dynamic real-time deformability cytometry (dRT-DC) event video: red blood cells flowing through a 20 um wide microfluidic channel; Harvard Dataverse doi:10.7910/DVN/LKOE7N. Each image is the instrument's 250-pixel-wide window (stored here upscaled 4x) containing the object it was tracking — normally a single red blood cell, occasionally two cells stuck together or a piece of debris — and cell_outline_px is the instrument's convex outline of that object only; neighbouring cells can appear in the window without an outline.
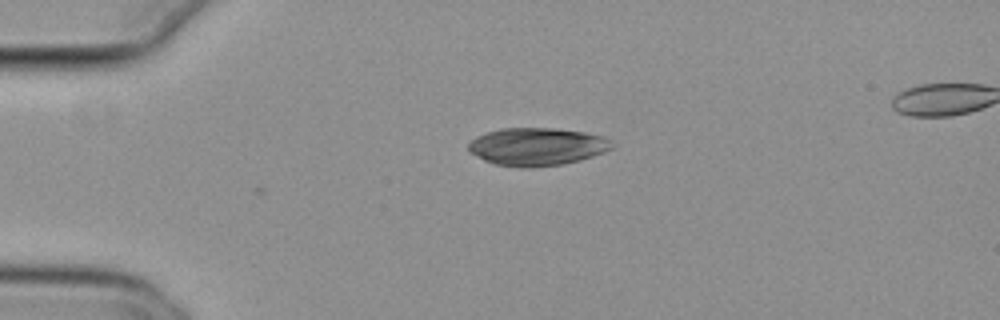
{"species": "common noctule bat (a hibernating species)", "species_latin": "Nyctalus noctula", "temperature_condition": "cold", "stored_images_in_passage": 4, "camera_frame_rate_fps": 3000, "um_per_image_px": 0.085, "animal": {"sex": "female", "body_mass_g": 29.2, "forearm_length_mm": 56.3}, "frame": {"image": 1, "passage_image": 1, "time_ms": 0.0, "image_size_px": [1000, 320], "cell_outline_px": [[616, 144], [612, 148], [604, 152], [580, 160], [564, 164], [528, 168], [520, 168], [496, 164], [484, 160], [468, 152], [468, 144], [476, 136], [500, 128], [556, 128], [584, 132], [604, 136], [616, 140]], "centroid_in_image_um": [45.69, 12.46], "position_along_channel_um": 39.3, "area_um2": 32.02}}